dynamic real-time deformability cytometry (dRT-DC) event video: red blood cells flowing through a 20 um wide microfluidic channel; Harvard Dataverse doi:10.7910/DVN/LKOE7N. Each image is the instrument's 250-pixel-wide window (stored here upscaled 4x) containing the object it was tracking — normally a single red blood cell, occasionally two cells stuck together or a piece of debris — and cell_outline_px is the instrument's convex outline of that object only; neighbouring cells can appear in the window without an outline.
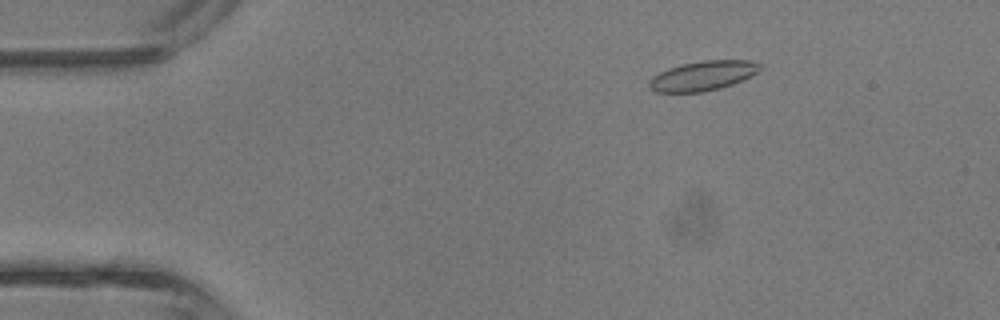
{"species": "common noctule bat (a hibernating species)", "species_latin": "Nyctalus noctula", "temperature_condition": "room temperature", "stored_images_in_passage": 43, "camera_frame_rate_fps": 3000, "um_per_image_px": 0.085, "animal": {"sex": "male", "body_mass_g": 13.3}, "frame": {"image": 1, "passage_image": 7, "time_ms": 2.0, "image_size_px": [1000, 320], "cell_outline_px": [[764, 68], [752, 76], [744, 80], [720, 88], [700, 92], [656, 92], [648, 88], [648, 80], [652, 76], [668, 68], [680, 64], [704, 60], [752, 60], [764, 64]], "centroid_in_image_um": [59.79, 6.43], "position_along_channel_um": 25.2, "area_um2": 19.54}}
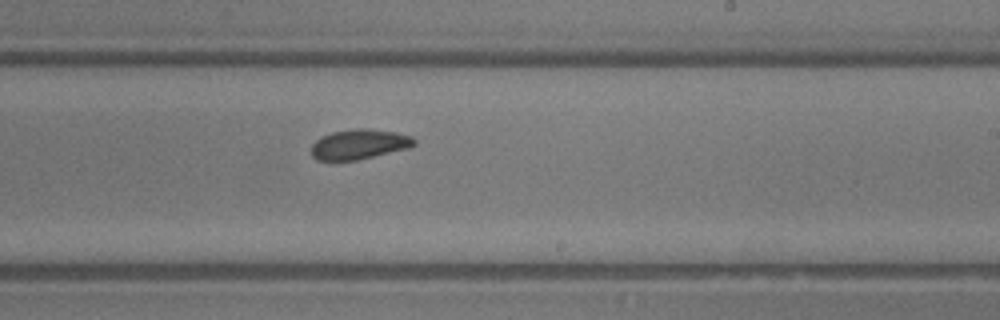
{"frame": {"image": 2, "passage_image": 26, "time_ms": 8.333, "image_size_px": [1000, 320], "cell_outline_px": [[416, 144], [408, 148], [356, 160], [316, 160], [312, 156], [312, 144], [320, 136], [332, 132], [356, 128], [364, 128], [396, 132], [412, 136], [416, 140]], "centroid_in_image_um": [30.53, 12.25], "position_along_channel_um": 258.5, "area_um2": 17.92}}
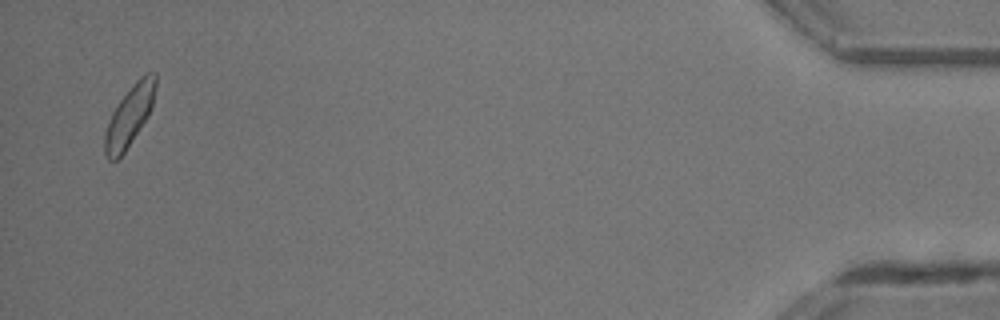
{"frame": {"image": 3, "passage_image": 42, "time_ms": 13.667, "image_size_px": [1000, 320], "cell_outline_px": [[156, 84], [152, 108], [148, 116], [124, 152], [116, 160], [108, 160], [104, 152], [104, 132], [108, 120], [112, 112], [120, 100], [132, 84], [140, 76], [148, 72], [156, 72]], "centroid_in_image_um": [10.99, 9.83], "position_along_channel_um": 424.2, "area_um2": 17.86}, "authors_computed_cell_mechanics": {"area_um2": 18.2648, "velocity_mm_per_s": 4.7931, "shape_relaxation_time_tau1_ms": null, "shape_relaxation_time_tau2_ms": 1.2854, "deformation_change_tau1": null, "deformation_change_tau2": 0.0537}}